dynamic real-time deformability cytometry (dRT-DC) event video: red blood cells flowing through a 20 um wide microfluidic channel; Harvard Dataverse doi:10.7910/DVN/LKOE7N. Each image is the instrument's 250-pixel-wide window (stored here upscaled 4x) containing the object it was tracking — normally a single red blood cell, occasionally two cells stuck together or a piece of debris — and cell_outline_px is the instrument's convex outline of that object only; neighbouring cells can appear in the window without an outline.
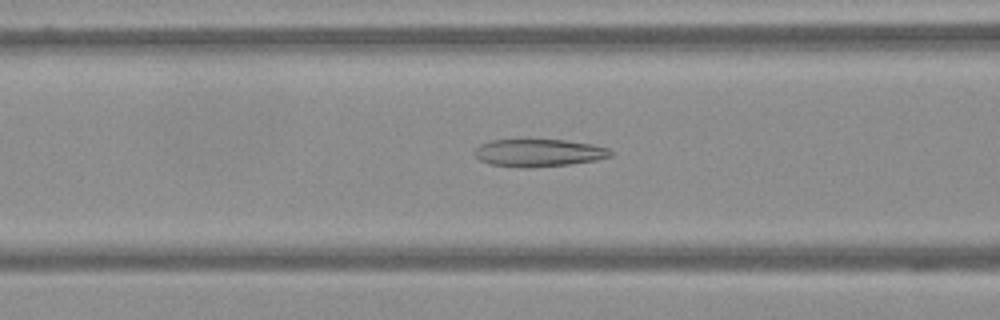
{"species": "Egyptian fruit bat (a non-hibernating species)", "species_latin": "Rousettus aegyptiacus", "temperature_condition": "warm", "stored_images_in_passage": 63, "camera_frame_rate_fps": 3000, "um_per_image_px": 0.085, "frame": {"image": 1, "passage_image": 26, "time_ms": 8.333, "image_size_px": [1000, 320], "cell_outline_px": [[612, 156], [596, 160], [568, 164], [532, 168], [520, 168], [492, 164], [480, 160], [472, 152], [480, 144], [492, 140], [564, 140], [592, 144], [608, 148], [612, 152]], "centroid_in_image_um": [45.78, 12.99], "position_along_channel_um": 120.8, "area_um2": 21.79}}
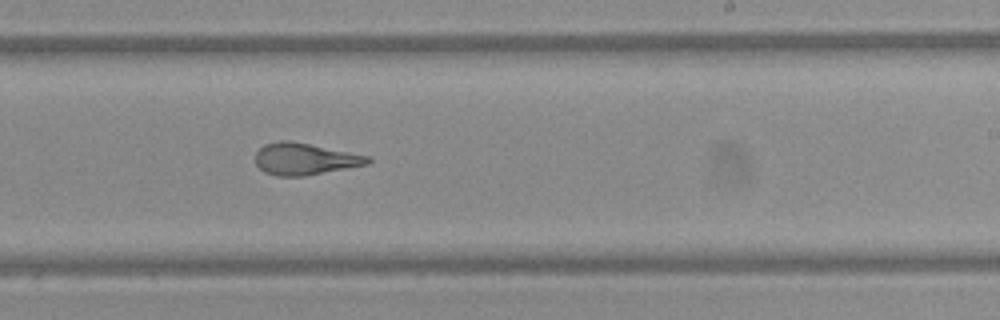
{"frame": {"image": 2, "passage_image": 39, "time_ms": 12.667, "image_size_px": [1000, 320], "cell_outline_px": [[372, 160], [368, 164], [304, 176], [276, 176], [264, 172], [256, 164], [256, 152], [264, 144], [276, 140], [288, 140], [372, 156]], "centroid_in_image_um": [25.91, 13.5], "position_along_channel_um": 263.1, "area_um2": 20.87}}
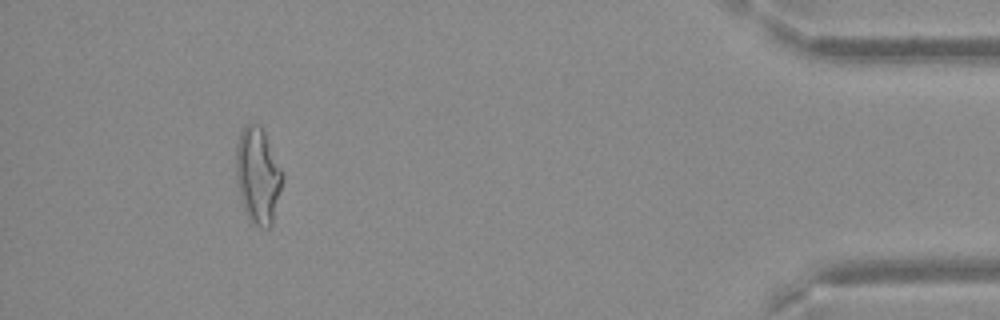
{"frame": {"image": 3, "passage_image": 58, "time_ms": 19.0, "image_size_px": [1000, 320], "cell_outline_px": [[284, 180], [272, 224], [268, 228], [260, 228], [248, 220], [240, 196], [236, 180], [236, 144], [240, 132], [244, 124], [248, 120], [260, 124], [264, 132], [284, 176]], "centroid_in_image_um": [21.91, 14.9], "position_along_channel_um": 413.3, "area_um2": 26.36}}